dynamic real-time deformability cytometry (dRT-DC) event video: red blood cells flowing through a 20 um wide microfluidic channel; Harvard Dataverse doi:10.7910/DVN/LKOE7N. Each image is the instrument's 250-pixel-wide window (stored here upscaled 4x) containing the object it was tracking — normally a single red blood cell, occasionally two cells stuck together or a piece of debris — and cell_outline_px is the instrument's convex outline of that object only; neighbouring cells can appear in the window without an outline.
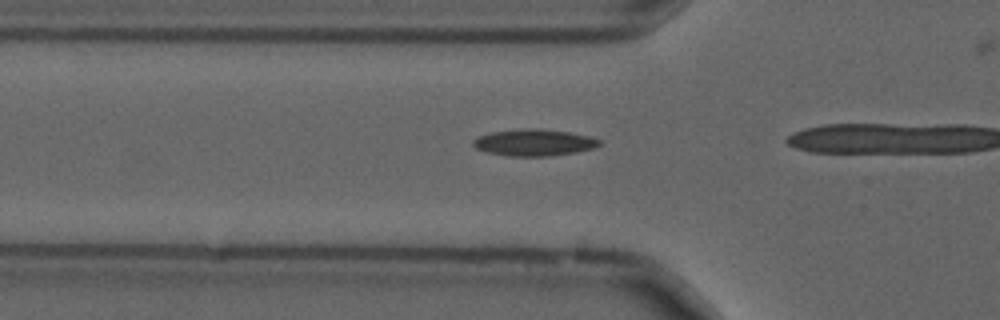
{"species": "common noctule bat (a hibernating species)", "species_latin": "Nyctalus noctula", "temperature_condition": "cold", "stored_images_in_passage": 7, "camera_frame_rate_fps": 3000, "um_per_image_px": 0.085, "animal": {"sex": "male", "forearm_length_mm": 52.5}, "frame": {"image": 1, "passage_image": 5, "time_ms": 1.333, "image_size_px": [1000, 320], "cell_outline_px": [[600, 144], [592, 148], [576, 152], [552, 156], [508, 156], [488, 152], [476, 148], [472, 144], [472, 140], [476, 136], [492, 132], [524, 128], [540, 128], [568, 132], [588, 136], [600, 140]], "centroid_in_image_um": [45.35, 12.11], "position_along_channel_um": 80.5, "area_um2": 19.59}}